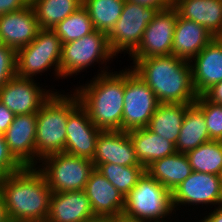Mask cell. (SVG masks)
<instances>
[{"label": "cell", "mask_w": 222, "mask_h": 222, "mask_svg": "<svg viewBox=\"0 0 222 222\" xmlns=\"http://www.w3.org/2000/svg\"><path fill=\"white\" fill-rule=\"evenodd\" d=\"M36 114L15 115L3 134L10 153L23 167H36Z\"/></svg>", "instance_id": "obj_15"}, {"label": "cell", "mask_w": 222, "mask_h": 222, "mask_svg": "<svg viewBox=\"0 0 222 222\" xmlns=\"http://www.w3.org/2000/svg\"><path fill=\"white\" fill-rule=\"evenodd\" d=\"M177 18L178 13L173 6L158 10L152 22L147 25L141 43L130 55L131 60L134 62L152 56L172 55Z\"/></svg>", "instance_id": "obj_12"}, {"label": "cell", "mask_w": 222, "mask_h": 222, "mask_svg": "<svg viewBox=\"0 0 222 222\" xmlns=\"http://www.w3.org/2000/svg\"><path fill=\"white\" fill-rule=\"evenodd\" d=\"M66 129L64 153L92 160L98 136L102 131L93 124L81 104L68 115Z\"/></svg>", "instance_id": "obj_14"}, {"label": "cell", "mask_w": 222, "mask_h": 222, "mask_svg": "<svg viewBox=\"0 0 222 222\" xmlns=\"http://www.w3.org/2000/svg\"><path fill=\"white\" fill-rule=\"evenodd\" d=\"M194 103L203 112L210 139L222 141V105L208 101L203 95H198Z\"/></svg>", "instance_id": "obj_32"}, {"label": "cell", "mask_w": 222, "mask_h": 222, "mask_svg": "<svg viewBox=\"0 0 222 222\" xmlns=\"http://www.w3.org/2000/svg\"><path fill=\"white\" fill-rule=\"evenodd\" d=\"M176 211L181 206L207 204L222 205V176L193 171L191 175L172 191ZM204 204V205H203ZM178 206V208H177Z\"/></svg>", "instance_id": "obj_13"}, {"label": "cell", "mask_w": 222, "mask_h": 222, "mask_svg": "<svg viewBox=\"0 0 222 222\" xmlns=\"http://www.w3.org/2000/svg\"><path fill=\"white\" fill-rule=\"evenodd\" d=\"M0 222H9L1 194H0Z\"/></svg>", "instance_id": "obj_41"}, {"label": "cell", "mask_w": 222, "mask_h": 222, "mask_svg": "<svg viewBox=\"0 0 222 222\" xmlns=\"http://www.w3.org/2000/svg\"><path fill=\"white\" fill-rule=\"evenodd\" d=\"M61 53L62 42L56 33L52 29H39L31 43L16 51V75L34 79L55 66L54 76L60 79Z\"/></svg>", "instance_id": "obj_6"}, {"label": "cell", "mask_w": 222, "mask_h": 222, "mask_svg": "<svg viewBox=\"0 0 222 222\" xmlns=\"http://www.w3.org/2000/svg\"><path fill=\"white\" fill-rule=\"evenodd\" d=\"M158 12V9L125 1L120 18L108 34L112 53L129 52V56L141 43L144 31Z\"/></svg>", "instance_id": "obj_9"}, {"label": "cell", "mask_w": 222, "mask_h": 222, "mask_svg": "<svg viewBox=\"0 0 222 222\" xmlns=\"http://www.w3.org/2000/svg\"><path fill=\"white\" fill-rule=\"evenodd\" d=\"M139 163L146 168L155 160L176 153L174 143L150 131L147 127L128 131Z\"/></svg>", "instance_id": "obj_23"}, {"label": "cell", "mask_w": 222, "mask_h": 222, "mask_svg": "<svg viewBox=\"0 0 222 222\" xmlns=\"http://www.w3.org/2000/svg\"><path fill=\"white\" fill-rule=\"evenodd\" d=\"M191 104L160 103L147 128L176 144L187 108Z\"/></svg>", "instance_id": "obj_25"}, {"label": "cell", "mask_w": 222, "mask_h": 222, "mask_svg": "<svg viewBox=\"0 0 222 222\" xmlns=\"http://www.w3.org/2000/svg\"><path fill=\"white\" fill-rule=\"evenodd\" d=\"M96 168L99 164L112 163L120 166H142L127 131H102L96 142L92 158Z\"/></svg>", "instance_id": "obj_16"}, {"label": "cell", "mask_w": 222, "mask_h": 222, "mask_svg": "<svg viewBox=\"0 0 222 222\" xmlns=\"http://www.w3.org/2000/svg\"><path fill=\"white\" fill-rule=\"evenodd\" d=\"M130 66L154 92L159 103L193 104L198 98L188 60L173 55L136 59Z\"/></svg>", "instance_id": "obj_2"}, {"label": "cell", "mask_w": 222, "mask_h": 222, "mask_svg": "<svg viewBox=\"0 0 222 222\" xmlns=\"http://www.w3.org/2000/svg\"><path fill=\"white\" fill-rule=\"evenodd\" d=\"M39 25L31 5L0 15V36L4 45L15 51L27 46L37 35Z\"/></svg>", "instance_id": "obj_17"}, {"label": "cell", "mask_w": 222, "mask_h": 222, "mask_svg": "<svg viewBox=\"0 0 222 222\" xmlns=\"http://www.w3.org/2000/svg\"><path fill=\"white\" fill-rule=\"evenodd\" d=\"M199 222H222V205L215 207L213 212L208 213V215L199 220Z\"/></svg>", "instance_id": "obj_39"}, {"label": "cell", "mask_w": 222, "mask_h": 222, "mask_svg": "<svg viewBox=\"0 0 222 222\" xmlns=\"http://www.w3.org/2000/svg\"><path fill=\"white\" fill-rule=\"evenodd\" d=\"M4 177H5V174L0 170V184L3 181Z\"/></svg>", "instance_id": "obj_42"}, {"label": "cell", "mask_w": 222, "mask_h": 222, "mask_svg": "<svg viewBox=\"0 0 222 222\" xmlns=\"http://www.w3.org/2000/svg\"><path fill=\"white\" fill-rule=\"evenodd\" d=\"M0 194L9 222L47 221L52 191L37 167H23L5 175Z\"/></svg>", "instance_id": "obj_1"}, {"label": "cell", "mask_w": 222, "mask_h": 222, "mask_svg": "<svg viewBox=\"0 0 222 222\" xmlns=\"http://www.w3.org/2000/svg\"><path fill=\"white\" fill-rule=\"evenodd\" d=\"M139 5H145L148 7H153L158 10H163L171 7L173 3L170 0H128Z\"/></svg>", "instance_id": "obj_38"}, {"label": "cell", "mask_w": 222, "mask_h": 222, "mask_svg": "<svg viewBox=\"0 0 222 222\" xmlns=\"http://www.w3.org/2000/svg\"><path fill=\"white\" fill-rule=\"evenodd\" d=\"M208 101L222 105V81L212 85L202 94Z\"/></svg>", "instance_id": "obj_36"}, {"label": "cell", "mask_w": 222, "mask_h": 222, "mask_svg": "<svg viewBox=\"0 0 222 222\" xmlns=\"http://www.w3.org/2000/svg\"><path fill=\"white\" fill-rule=\"evenodd\" d=\"M94 215L110 216L121 221L124 196L95 168L84 189Z\"/></svg>", "instance_id": "obj_19"}, {"label": "cell", "mask_w": 222, "mask_h": 222, "mask_svg": "<svg viewBox=\"0 0 222 222\" xmlns=\"http://www.w3.org/2000/svg\"><path fill=\"white\" fill-rule=\"evenodd\" d=\"M96 169L122 194L126 196L145 172L143 166H120L112 163L99 164Z\"/></svg>", "instance_id": "obj_31"}, {"label": "cell", "mask_w": 222, "mask_h": 222, "mask_svg": "<svg viewBox=\"0 0 222 222\" xmlns=\"http://www.w3.org/2000/svg\"><path fill=\"white\" fill-rule=\"evenodd\" d=\"M186 155L193 171L222 176V141L210 140Z\"/></svg>", "instance_id": "obj_28"}, {"label": "cell", "mask_w": 222, "mask_h": 222, "mask_svg": "<svg viewBox=\"0 0 222 222\" xmlns=\"http://www.w3.org/2000/svg\"><path fill=\"white\" fill-rule=\"evenodd\" d=\"M109 43L108 35L98 30L77 39L62 44L60 61V77L78 75L94 62L107 65L106 63L114 58Z\"/></svg>", "instance_id": "obj_8"}, {"label": "cell", "mask_w": 222, "mask_h": 222, "mask_svg": "<svg viewBox=\"0 0 222 222\" xmlns=\"http://www.w3.org/2000/svg\"><path fill=\"white\" fill-rule=\"evenodd\" d=\"M16 75V51L6 45L0 47V88Z\"/></svg>", "instance_id": "obj_33"}, {"label": "cell", "mask_w": 222, "mask_h": 222, "mask_svg": "<svg viewBox=\"0 0 222 222\" xmlns=\"http://www.w3.org/2000/svg\"><path fill=\"white\" fill-rule=\"evenodd\" d=\"M126 0H83L95 30L107 35L120 18Z\"/></svg>", "instance_id": "obj_29"}, {"label": "cell", "mask_w": 222, "mask_h": 222, "mask_svg": "<svg viewBox=\"0 0 222 222\" xmlns=\"http://www.w3.org/2000/svg\"><path fill=\"white\" fill-rule=\"evenodd\" d=\"M15 114L0 102V134H4L13 122Z\"/></svg>", "instance_id": "obj_37"}, {"label": "cell", "mask_w": 222, "mask_h": 222, "mask_svg": "<svg viewBox=\"0 0 222 222\" xmlns=\"http://www.w3.org/2000/svg\"><path fill=\"white\" fill-rule=\"evenodd\" d=\"M159 104L149 86L131 67H126L122 131L147 127Z\"/></svg>", "instance_id": "obj_10"}, {"label": "cell", "mask_w": 222, "mask_h": 222, "mask_svg": "<svg viewBox=\"0 0 222 222\" xmlns=\"http://www.w3.org/2000/svg\"><path fill=\"white\" fill-rule=\"evenodd\" d=\"M3 45L4 44H3L2 40H1V36H0V47L3 46Z\"/></svg>", "instance_id": "obj_43"}, {"label": "cell", "mask_w": 222, "mask_h": 222, "mask_svg": "<svg viewBox=\"0 0 222 222\" xmlns=\"http://www.w3.org/2000/svg\"><path fill=\"white\" fill-rule=\"evenodd\" d=\"M179 17L203 26L214 37H222V0H176Z\"/></svg>", "instance_id": "obj_22"}, {"label": "cell", "mask_w": 222, "mask_h": 222, "mask_svg": "<svg viewBox=\"0 0 222 222\" xmlns=\"http://www.w3.org/2000/svg\"><path fill=\"white\" fill-rule=\"evenodd\" d=\"M195 91L202 95L212 85L222 81V37H215L190 61Z\"/></svg>", "instance_id": "obj_18"}, {"label": "cell", "mask_w": 222, "mask_h": 222, "mask_svg": "<svg viewBox=\"0 0 222 222\" xmlns=\"http://www.w3.org/2000/svg\"><path fill=\"white\" fill-rule=\"evenodd\" d=\"M94 215L84 190L52 193L47 222H83Z\"/></svg>", "instance_id": "obj_21"}, {"label": "cell", "mask_w": 222, "mask_h": 222, "mask_svg": "<svg viewBox=\"0 0 222 222\" xmlns=\"http://www.w3.org/2000/svg\"><path fill=\"white\" fill-rule=\"evenodd\" d=\"M214 38L200 24L178 16L175 23L172 55L190 61Z\"/></svg>", "instance_id": "obj_20"}, {"label": "cell", "mask_w": 222, "mask_h": 222, "mask_svg": "<svg viewBox=\"0 0 222 222\" xmlns=\"http://www.w3.org/2000/svg\"><path fill=\"white\" fill-rule=\"evenodd\" d=\"M210 140L203 112L193 103L186 110L182 127L175 144L176 151L186 154Z\"/></svg>", "instance_id": "obj_26"}, {"label": "cell", "mask_w": 222, "mask_h": 222, "mask_svg": "<svg viewBox=\"0 0 222 222\" xmlns=\"http://www.w3.org/2000/svg\"><path fill=\"white\" fill-rule=\"evenodd\" d=\"M22 168L23 166L10 153L4 135L0 134V170L5 175H9L20 171Z\"/></svg>", "instance_id": "obj_34"}, {"label": "cell", "mask_w": 222, "mask_h": 222, "mask_svg": "<svg viewBox=\"0 0 222 222\" xmlns=\"http://www.w3.org/2000/svg\"><path fill=\"white\" fill-rule=\"evenodd\" d=\"M83 222H118V221L110 216L92 215L91 217L85 219Z\"/></svg>", "instance_id": "obj_40"}, {"label": "cell", "mask_w": 222, "mask_h": 222, "mask_svg": "<svg viewBox=\"0 0 222 222\" xmlns=\"http://www.w3.org/2000/svg\"><path fill=\"white\" fill-rule=\"evenodd\" d=\"M35 81L14 75L0 88V102L15 115L37 114L54 91Z\"/></svg>", "instance_id": "obj_11"}, {"label": "cell", "mask_w": 222, "mask_h": 222, "mask_svg": "<svg viewBox=\"0 0 222 222\" xmlns=\"http://www.w3.org/2000/svg\"><path fill=\"white\" fill-rule=\"evenodd\" d=\"M71 93L55 91L36 114V166L46 156L65 152L68 115L80 104Z\"/></svg>", "instance_id": "obj_4"}, {"label": "cell", "mask_w": 222, "mask_h": 222, "mask_svg": "<svg viewBox=\"0 0 222 222\" xmlns=\"http://www.w3.org/2000/svg\"><path fill=\"white\" fill-rule=\"evenodd\" d=\"M52 30L60 38L62 44H66L92 33L95 28L87 9L82 5Z\"/></svg>", "instance_id": "obj_30"}, {"label": "cell", "mask_w": 222, "mask_h": 222, "mask_svg": "<svg viewBox=\"0 0 222 222\" xmlns=\"http://www.w3.org/2000/svg\"><path fill=\"white\" fill-rule=\"evenodd\" d=\"M174 212L172 191L145 171L124 198L121 222H167Z\"/></svg>", "instance_id": "obj_5"}, {"label": "cell", "mask_w": 222, "mask_h": 222, "mask_svg": "<svg viewBox=\"0 0 222 222\" xmlns=\"http://www.w3.org/2000/svg\"><path fill=\"white\" fill-rule=\"evenodd\" d=\"M40 163L37 168L44 174L52 193L84 190L95 169L91 159L64 152L46 156Z\"/></svg>", "instance_id": "obj_7"}, {"label": "cell", "mask_w": 222, "mask_h": 222, "mask_svg": "<svg viewBox=\"0 0 222 222\" xmlns=\"http://www.w3.org/2000/svg\"><path fill=\"white\" fill-rule=\"evenodd\" d=\"M30 2L31 0H0V15L23 9Z\"/></svg>", "instance_id": "obj_35"}, {"label": "cell", "mask_w": 222, "mask_h": 222, "mask_svg": "<svg viewBox=\"0 0 222 222\" xmlns=\"http://www.w3.org/2000/svg\"><path fill=\"white\" fill-rule=\"evenodd\" d=\"M40 29H53L83 5V0H31Z\"/></svg>", "instance_id": "obj_27"}, {"label": "cell", "mask_w": 222, "mask_h": 222, "mask_svg": "<svg viewBox=\"0 0 222 222\" xmlns=\"http://www.w3.org/2000/svg\"><path fill=\"white\" fill-rule=\"evenodd\" d=\"M145 171L170 191H173L193 172L187 155L179 152L155 160L145 168Z\"/></svg>", "instance_id": "obj_24"}, {"label": "cell", "mask_w": 222, "mask_h": 222, "mask_svg": "<svg viewBox=\"0 0 222 222\" xmlns=\"http://www.w3.org/2000/svg\"><path fill=\"white\" fill-rule=\"evenodd\" d=\"M90 83L73 89L93 124L101 131H122L125 70L108 72V67Z\"/></svg>", "instance_id": "obj_3"}]
</instances>
